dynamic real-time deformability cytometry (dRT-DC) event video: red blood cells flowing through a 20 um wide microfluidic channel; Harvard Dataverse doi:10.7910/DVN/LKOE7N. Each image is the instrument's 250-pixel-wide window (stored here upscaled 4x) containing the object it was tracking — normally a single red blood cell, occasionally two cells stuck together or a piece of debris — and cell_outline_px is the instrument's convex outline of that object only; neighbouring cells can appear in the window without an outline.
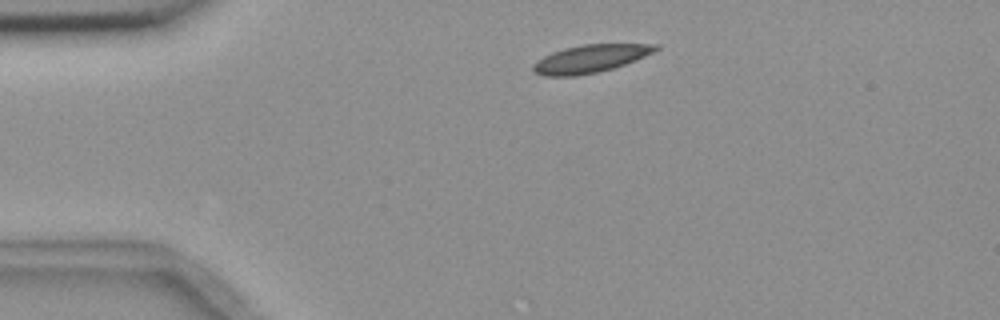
{"species": "common noctule bat (a hibernating species)", "species_latin": "Nyctalus noctula", "temperature_condition": "room temperature", "stored_images_in_passage": 2, "camera_frame_rate_fps": 3000, "um_per_image_px": 0.085, "animal": {"sex": "female", "body_mass_g": 18.4}, "frame": {"image": 1, "passage_image": 1, "time_ms": 0.0, "image_size_px": [1000, 320], "cell_outline_px": [[660, 48], [636, 60], [612, 68], [596, 72], [572, 76], [544, 76], [536, 72], [532, 68], [532, 64], [536, 60], [552, 52], [564, 48], [584, 44], [660, 44]], "centroid_in_image_um": [50.16, 4.98], "position_along_channel_um": 34.8, "area_um2": 19.65}}